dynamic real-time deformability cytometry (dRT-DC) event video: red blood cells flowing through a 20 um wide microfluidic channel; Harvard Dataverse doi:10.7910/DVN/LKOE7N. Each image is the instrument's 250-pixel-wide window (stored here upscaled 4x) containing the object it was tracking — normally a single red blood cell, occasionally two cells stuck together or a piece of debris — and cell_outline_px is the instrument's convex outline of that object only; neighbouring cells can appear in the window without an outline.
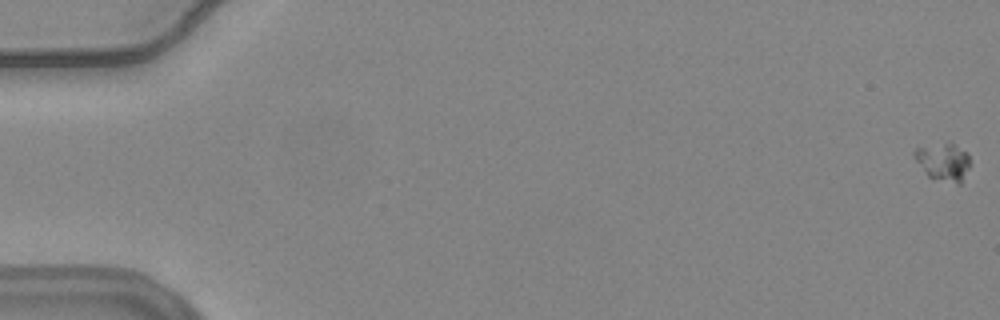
{"species": "common noctule bat (a hibernating species)", "species_latin": "Nyctalus noctula", "temperature_condition": "warm", "stored_images_in_passage": 14, "camera_frame_rate_fps": 3000, "um_per_image_px": 0.085, "animal": {"sex": "female", "body_mass_g": 24.6, "forearm_length_mm": 56.2}, "frame": {"image": 1, "passage_image": 1, "time_ms": 0.0, "image_size_px": [1000, 320], "cell_outline_px": [[968, 168], [960, 184], [928, 176], [924, 172], [912, 156], [912, 152], [916, 148], [944, 144], [952, 144], [968, 152]], "centroid_in_image_um": [80.14, 13.76], "position_along_channel_um": 4.9, "area_um2": 11.73}}